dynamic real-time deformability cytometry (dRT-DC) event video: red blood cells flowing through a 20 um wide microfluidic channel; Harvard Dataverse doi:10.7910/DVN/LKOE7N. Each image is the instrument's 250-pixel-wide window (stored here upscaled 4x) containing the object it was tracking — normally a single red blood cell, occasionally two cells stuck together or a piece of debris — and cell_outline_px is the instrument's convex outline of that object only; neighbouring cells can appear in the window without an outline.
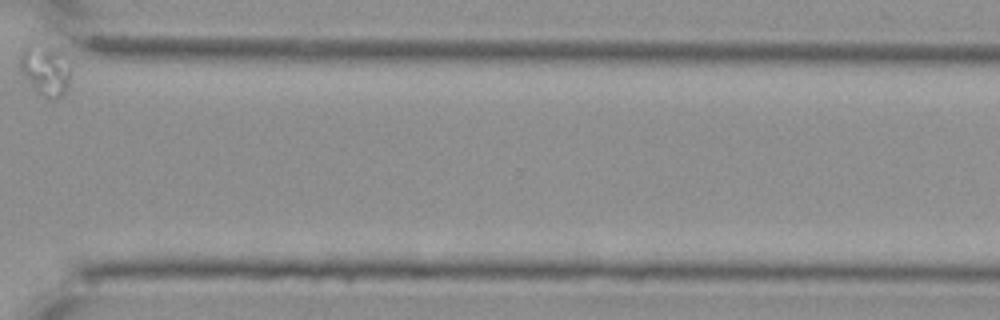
{"species": "Egyptian fruit bat (a non-hibernating species)", "species_latin": "Rousettus aegyptiacus", "temperature_condition": "cold", "stored_images_in_passage": 12, "camera_frame_rate_fps": 3000, "um_per_image_px": 0.085, "animal": {"sex": "female"}, "frame": {"image": 1, "passage_image": 12, "time_ms": 3.667, "image_size_px": [1000, 320], "cell_outline_px": [[72, 68], [64, 92], [56, 100], [44, 100], [36, 92], [24, 76], [20, 68], [20, 48], [28, 44], [52, 48]], "centroid_in_image_um": [3.8, 6.02], "position_along_channel_um": 366.8, "area_um2": 14.74}}